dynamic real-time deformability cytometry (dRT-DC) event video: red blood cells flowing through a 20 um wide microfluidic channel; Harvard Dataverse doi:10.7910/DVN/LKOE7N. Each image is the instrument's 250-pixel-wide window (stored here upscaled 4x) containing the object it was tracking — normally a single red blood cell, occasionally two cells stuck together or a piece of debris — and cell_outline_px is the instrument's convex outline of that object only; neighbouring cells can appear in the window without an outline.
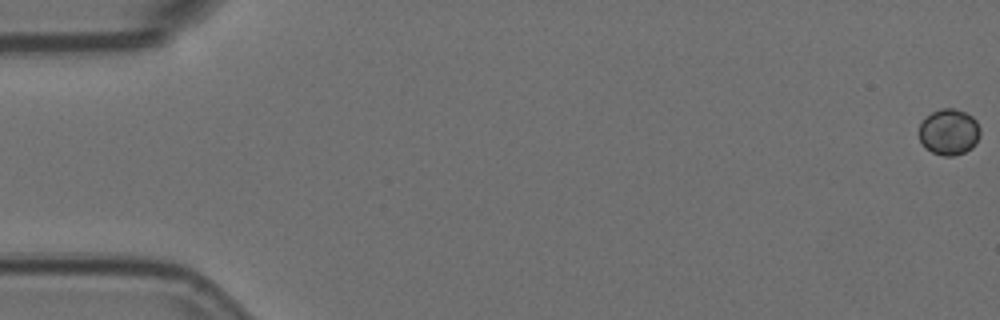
{"species": "Egyptian fruit bat (a non-hibernating species)", "species_latin": "Rousettus aegyptiacus", "temperature_condition": "room temperature", "stored_images_in_passage": 6, "camera_frame_rate_fps": 3000, "um_per_image_px": 0.085, "animal": {"sex": "female"}, "frame": {"image": 1, "passage_image": 1, "time_ms": 0.0, "image_size_px": [1000, 320], "cell_outline_px": [[980, 136], [976, 144], [972, 148], [964, 152], [952, 156], [944, 156], [932, 152], [920, 140], [920, 124], [932, 112], [940, 108], [952, 108], [964, 112], [972, 116], [976, 120], [980, 128]], "centroid_in_image_um": [80.71, 11.21], "position_along_channel_um": 4.3, "area_um2": 16.24}}
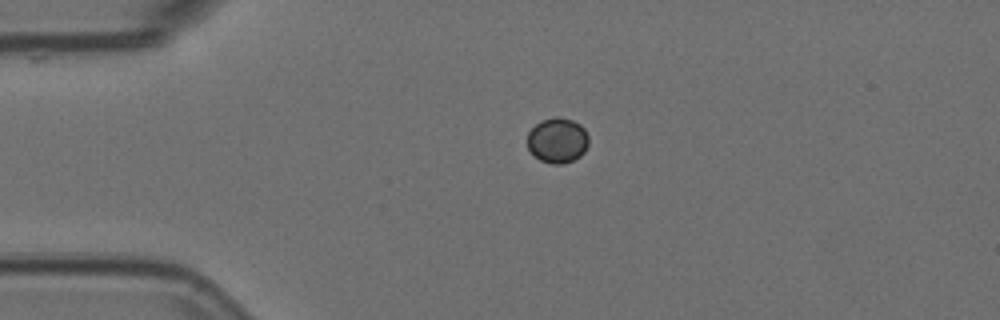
{"frame": {"image": 2, "passage_image": 5, "time_ms": 1.333, "image_size_px": [1000, 320], "cell_outline_px": [[588, 144], [584, 152], [580, 156], [572, 160], [560, 164], [552, 164], [540, 160], [528, 148], [528, 132], [540, 120], [556, 116], [572, 120], [580, 124], [584, 128], [588, 136]], "centroid_in_image_um": [47.39, 11.91], "position_along_channel_um": 37.6, "area_um2": 16.07}}